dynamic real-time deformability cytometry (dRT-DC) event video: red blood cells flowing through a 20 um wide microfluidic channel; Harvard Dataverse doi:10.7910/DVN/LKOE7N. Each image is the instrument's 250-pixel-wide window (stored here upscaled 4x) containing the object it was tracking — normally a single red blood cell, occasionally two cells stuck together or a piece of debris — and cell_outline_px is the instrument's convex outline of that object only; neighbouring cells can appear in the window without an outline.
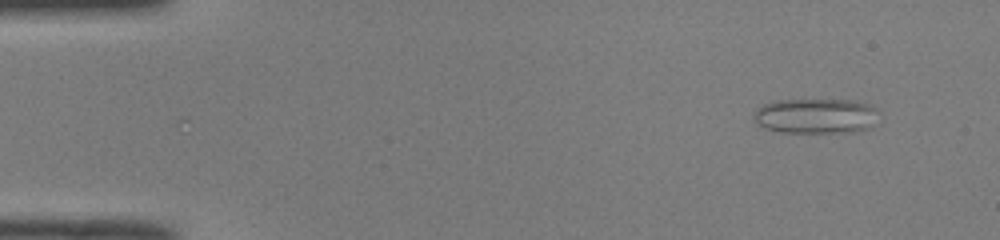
{"species": "common noctule bat (a hibernating species)", "species_latin": "Nyctalus noctula", "temperature_condition": "room temperature", "stored_images_in_passage": 49, "camera_frame_rate_fps": 3000, "um_per_image_px": 0.085, "animal": {"sex": "male", "body_mass_g": 19.0, "forearm_length_mm": 50.8}, "frame": {"image": 1, "passage_image": 3, "time_ms": 0.667, "image_size_px": [1000, 240], "cell_outline_px": [[872, 108], [868, 128], [848, 132], [780, 132], [764, 128], [756, 124], [756, 112], [764, 104], [776, 100], [852, 100], [864, 104]], "centroid_in_image_um": [69.19, 9.86], "position_along_channel_um": 15.8, "area_um2": 24.39}}
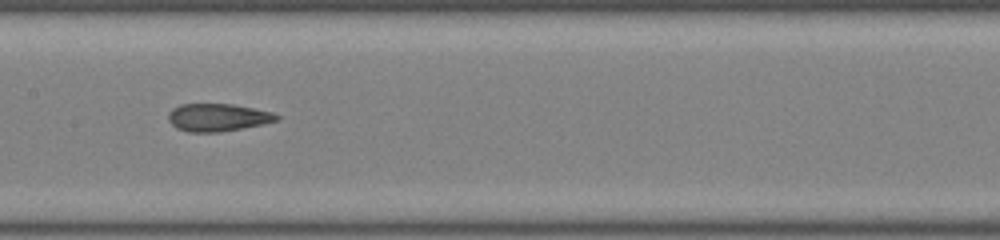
{"frame": {"image": 2, "passage_image": 24, "time_ms": 7.667, "image_size_px": [1000, 240], "cell_outline_px": [[280, 116], [276, 120], [260, 124], [240, 128], [216, 132], [188, 132], [176, 128], [168, 120], [168, 112], [172, 108], [180, 104], [232, 104], [272, 112]], "centroid_in_image_um": [18.43, 9.97], "position_along_channel_um": 189.0, "area_um2": 17.22}}
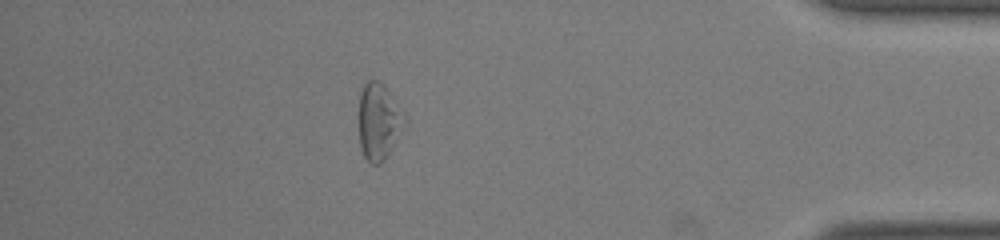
{"frame": {"image": 3, "passage_image": 43, "time_ms": 14.0, "image_size_px": [1000, 240], "cell_outline_px": [[392, 144], [388, 152], [380, 164], [372, 164], [364, 156], [360, 148], [360, 92], [364, 84], [368, 80], [380, 80], [384, 84], [392, 112]], "centroid_in_image_um": [31.9, 10.35], "position_along_channel_um": 403.3, "area_um2": 16.65}, "authors_computed_cell_mechanics": {"area_um2": 18.9006, "velocity_mm_per_s": 4.0326, "shape_relaxation_time_tau1_ms": null, "shape_relaxation_time_tau2_ms": 1.7462, "deformation_change_tau1": null, "deformation_change_tau2": 0.1045}}